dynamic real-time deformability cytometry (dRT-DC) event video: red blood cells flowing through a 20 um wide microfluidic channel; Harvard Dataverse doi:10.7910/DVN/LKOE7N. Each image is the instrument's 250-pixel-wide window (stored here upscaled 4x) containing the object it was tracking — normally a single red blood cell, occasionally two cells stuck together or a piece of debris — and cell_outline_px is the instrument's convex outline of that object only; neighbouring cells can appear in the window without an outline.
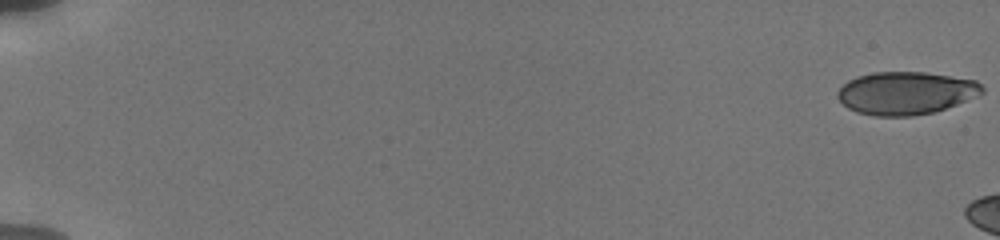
{"species": "human", "species_latin": "Homo sapiens", "temperature_condition": "cold", "stored_images_in_passage": 6, "camera_frame_rate_fps": 3000, "um_per_image_px": 0.085, "donor": {"sex": "male"}, "frame": {"image": 1, "passage_image": 1, "time_ms": 0.0, "image_size_px": [1000, 240], "cell_outline_px": [[984, 92], [956, 104], [932, 112], [912, 116], [876, 116], [856, 112], [848, 108], [836, 96], [836, 92], [848, 80], [856, 76], [872, 72], [924, 72], [976, 80], [984, 88]], "centroid_in_image_um": [76.95, 7.9], "position_along_channel_um": 8.0, "area_um2": 35.89}}